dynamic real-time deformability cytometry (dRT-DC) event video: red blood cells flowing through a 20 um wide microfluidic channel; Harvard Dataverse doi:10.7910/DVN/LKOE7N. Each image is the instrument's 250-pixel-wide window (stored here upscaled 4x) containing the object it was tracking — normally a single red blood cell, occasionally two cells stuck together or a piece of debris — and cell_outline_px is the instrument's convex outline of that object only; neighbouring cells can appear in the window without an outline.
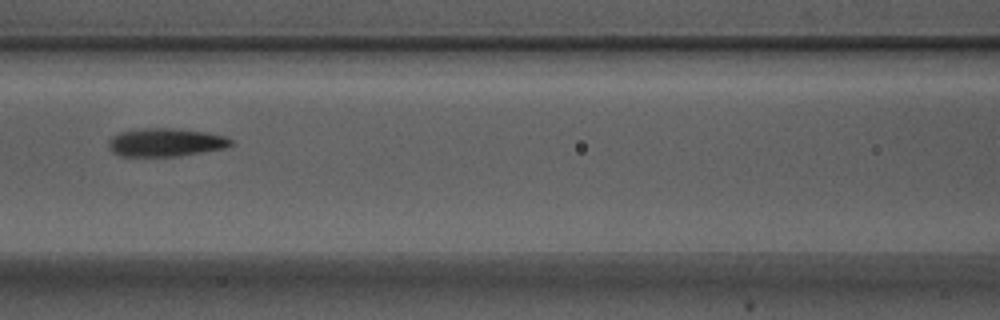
{"species": "Egyptian fruit bat (a non-hibernating species)", "species_latin": "Rousettus aegyptiacus", "temperature_condition": "warm", "stored_images_in_passage": 6, "camera_frame_rate_fps": 3000, "um_per_image_px": 0.085, "animal": {"sex": "male"}, "frame": {"image": 1, "passage_image": 4, "time_ms": 1.0, "image_size_px": [1000, 320], "cell_outline_px": [[232, 144], [224, 148], [180, 156], [120, 156], [112, 152], [108, 148], [108, 140], [112, 136], [120, 132], [140, 128], [172, 128], [204, 132], [224, 136], [232, 140]], "centroid_in_image_um": [14.02, 12.1], "position_along_channel_um": 152.6, "area_um2": 20.11}}
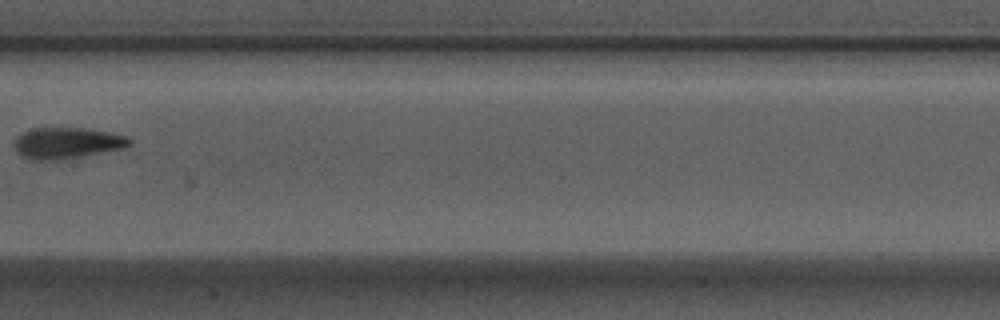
{"frame": {"image": 2, "passage_image": 5, "time_ms": 1.333, "image_size_px": [1000, 320], "cell_outline_px": [[132, 144], [124, 148], [60, 160], [32, 160], [20, 156], [16, 152], [12, 140], [16, 136], [32, 128], [84, 128], [112, 132], [128, 136], [132, 140]], "centroid_in_image_um": [5.67, 12.15], "position_along_channel_um": 201.7, "area_um2": 21.27}}
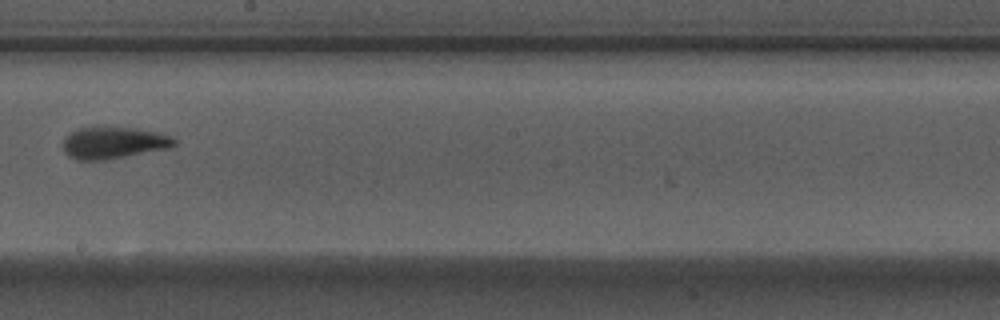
{"frame": {"image": 3, "passage_image": 6, "time_ms": 1.667, "image_size_px": [1000, 320], "cell_outline_px": [[176, 144], [172, 148], [104, 160], [76, 160], [68, 156], [64, 152], [64, 140], [72, 132], [80, 128], [96, 124], [132, 128], [156, 132], [172, 136], [176, 140]], "centroid_in_image_um": [9.66, 12.11], "position_along_channel_um": 238.5, "area_um2": 21.1}}